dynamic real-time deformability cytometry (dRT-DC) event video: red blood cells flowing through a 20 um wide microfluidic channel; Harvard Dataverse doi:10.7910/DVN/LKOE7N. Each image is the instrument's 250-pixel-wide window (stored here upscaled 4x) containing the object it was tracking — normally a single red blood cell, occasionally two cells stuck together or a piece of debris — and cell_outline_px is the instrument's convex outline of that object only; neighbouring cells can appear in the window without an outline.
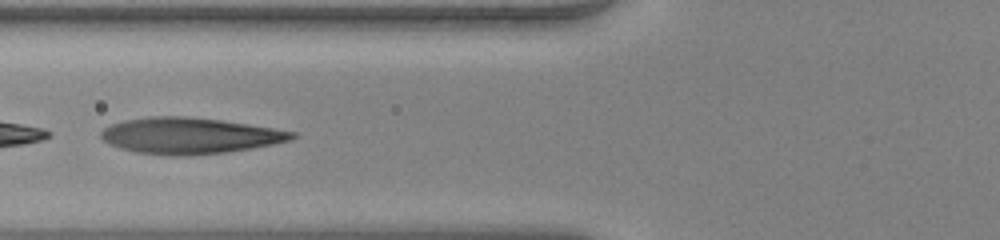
{"species": "human", "species_latin": "Homo sapiens", "temperature_condition": "warm", "stored_images_in_passage": 37, "camera_frame_rate_fps": 3000, "um_per_image_px": 0.085, "donor": {"sex": "female"}, "frame": {"image": 1, "passage_image": 7, "time_ms": 2.0, "image_size_px": [1000, 240], "cell_outline_px": [[296, 136], [292, 140], [252, 148], [224, 152], [188, 156], [168, 156], [136, 152], [120, 148], [108, 144], [100, 136], [100, 132], [104, 128], [112, 124], [124, 120], [148, 116], [184, 116], [220, 120], [248, 124], [296, 132]], "centroid_in_image_um": [16.08, 11.54], "position_along_channel_um": 109.7, "area_um2": 40.23}}
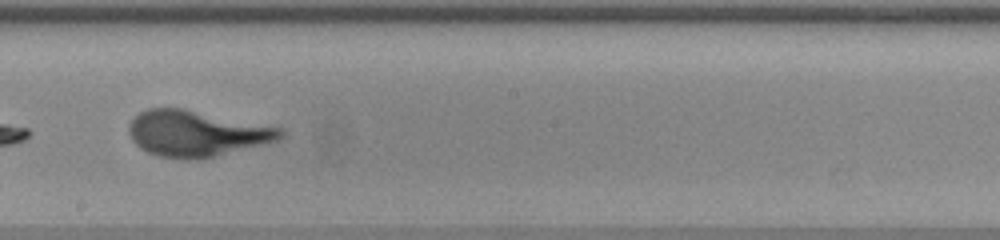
{"frame": {"image": 2, "passage_image": 16, "time_ms": 5.0, "image_size_px": [1000, 240], "cell_outline_px": [[284, 136], [280, 140], [264, 144], [196, 160], [184, 160], [160, 156], [148, 152], [140, 148], [132, 140], [128, 132], [128, 128], [132, 120], [140, 112], [148, 108], [180, 108], [284, 128]], "centroid_in_image_um": [16.71, 11.35], "position_along_channel_um": 231.5, "area_um2": 40.34}}
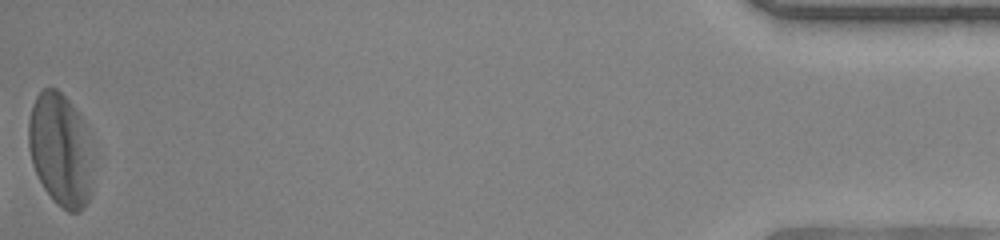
{"frame": {"image": 3, "passage_image": 37, "time_ms": 12.0, "image_size_px": [1000, 240], "cell_outline_px": [[92, 192], [84, 208], [80, 212], [68, 212], [52, 200], [44, 188], [32, 164], [28, 148], [28, 120], [36, 96], [44, 88], [56, 88], [72, 104], [84, 120], [92, 188]], "centroid_in_image_um": [5.09, 12.75], "position_along_channel_um": 430.1, "area_um2": 41.91}}